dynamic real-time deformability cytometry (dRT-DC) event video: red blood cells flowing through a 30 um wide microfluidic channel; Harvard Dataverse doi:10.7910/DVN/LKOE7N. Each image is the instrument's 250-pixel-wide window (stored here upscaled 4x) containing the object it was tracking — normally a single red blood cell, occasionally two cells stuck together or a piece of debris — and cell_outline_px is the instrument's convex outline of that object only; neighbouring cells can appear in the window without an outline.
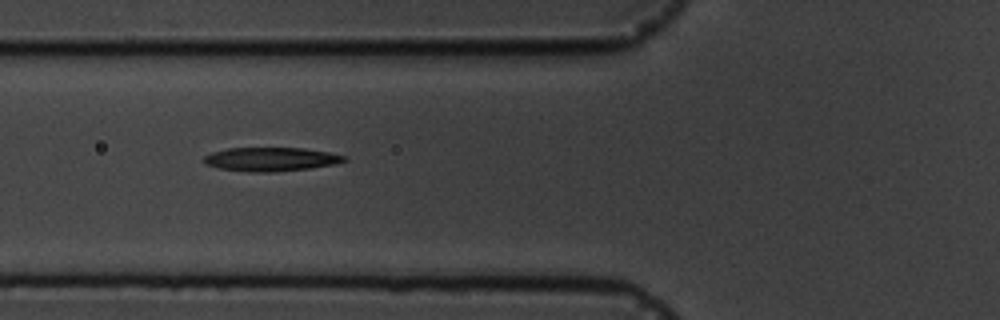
{"species": "common noctule bat (a hibernating species)", "species_latin": "Nyctalus noctula", "temperature_condition": "cold", "stored_images_in_passage": 7, "camera_frame_rate_fps": 3000, "um_per_image_px": 0.085, "animal": {"sex": "male", "body_mass_g": 19.5, "forearm_length_mm": 54.6}, "frame": {"image": 1, "passage_image": 7, "time_ms": 6.667, "image_size_px": [1000, 320], "cell_outline_px": [[348, 160], [332, 164], [308, 168], [272, 172], [248, 172], [220, 168], [204, 164], [204, 156], [212, 152], [228, 148], [304, 148], [328, 152], [348, 156]], "centroid_in_image_um": [23.02, 13.53], "position_along_channel_um": 102.8, "area_um2": 19.36}}